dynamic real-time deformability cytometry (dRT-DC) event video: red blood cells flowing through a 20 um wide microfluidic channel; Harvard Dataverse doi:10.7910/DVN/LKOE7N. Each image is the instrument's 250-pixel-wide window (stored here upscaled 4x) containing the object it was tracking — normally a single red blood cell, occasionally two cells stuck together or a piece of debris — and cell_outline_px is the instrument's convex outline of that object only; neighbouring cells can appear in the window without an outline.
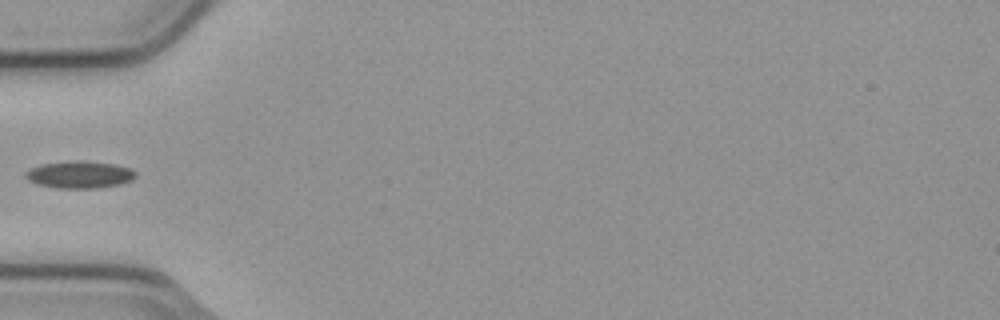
{"species": "common noctule bat (a hibernating species)", "species_latin": "Nyctalus noctula", "temperature_condition": "cold", "stored_images_in_passage": 3, "camera_frame_rate_fps": 3000, "um_per_image_px": 0.085, "animal": {"sex": "male", "body_mass_g": 23.1, "forearm_length_mm": 52.7}, "frame": {"image": 1, "passage_image": 3, "time_ms": 0.667, "image_size_px": [1000, 320], "cell_outline_px": [[136, 176], [132, 180], [120, 184], [96, 188], [56, 188], [40, 184], [28, 180], [24, 176], [24, 172], [40, 164], [76, 160], [80, 160], [112, 164], [132, 168], [136, 172]], "centroid_in_image_um": [6.77, 14.84], "position_along_channel_um": 78.2, "area_um2": 17.4}}